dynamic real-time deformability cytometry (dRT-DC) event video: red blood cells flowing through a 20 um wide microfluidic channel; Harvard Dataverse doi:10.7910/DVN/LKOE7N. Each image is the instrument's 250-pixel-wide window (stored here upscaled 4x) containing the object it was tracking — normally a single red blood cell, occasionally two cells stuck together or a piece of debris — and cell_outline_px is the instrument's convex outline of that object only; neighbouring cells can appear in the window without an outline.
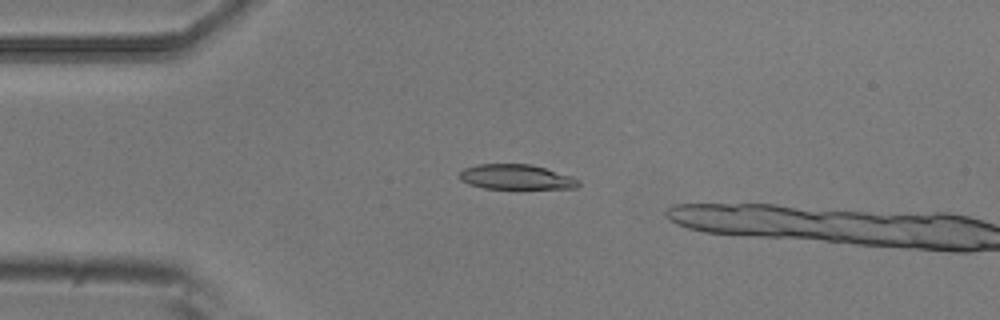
{"species": "common noctule bat (a hibernating species)", "species_latin": "Nyctalus noctula", "temperature_condition": "room temperature", "stored_images_in_passage": 4, "camera_frame_rate_fps": 3000, "um_per_image_px": 0.085, "animal": {"sex": "male", "body_mass_g": 20.5, "forearm_length_mm": 52.5}, "frame": {"image": 1, "passage_image": 3, "time_ms": 0.667, "image_size_px": [1000, 320], "cell_outline_px": [[580, 184], [576, 188], [484, 188], [468, 184], [460, 180], [460, 172], [464, 168], [476, 164], [528, 164], [544, 168], [572, 176], [580, 180]], "centroid_in_image_um": [43.86, 15.04], "position_along_channel_um": 41.1, "area_um2": 17.17}}